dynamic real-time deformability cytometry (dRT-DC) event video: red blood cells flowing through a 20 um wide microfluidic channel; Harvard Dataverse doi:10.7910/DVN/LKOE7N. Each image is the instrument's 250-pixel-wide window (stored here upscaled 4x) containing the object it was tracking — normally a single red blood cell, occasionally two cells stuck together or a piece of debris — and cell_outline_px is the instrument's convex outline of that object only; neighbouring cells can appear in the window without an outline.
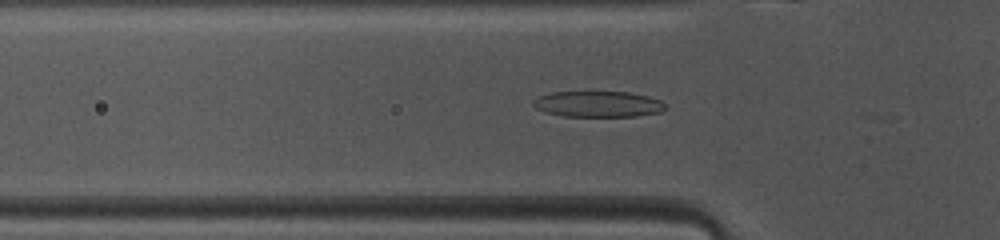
{"species": "common noctule bat (a hibernating species)", "species_latin": "Nyctalus noctula", "temperature_condition": "warm", "stored_images_in_passage": 46, "camera_frame_rate_fps": 3000, "um_per_image_px": 0.085, "animal": {"sex": "female", "body_mass_g": 10.0, "forearm_length_mm": 53.1}, "frame": {"image": 1, "passage_image": 13, "time_ms": 4.0, "image_size_px": [1000, 240], "cell_outline_px": [[664, 108], [660, 112], [636, 116], [564, 116], [544, 112], [536, 108], [532, 104], [532, 100], [540, 96], [552, 92], [628, 92], [648, 96], [660, 100], [664, 104]], "centroid_in_image_um": [50.8, 8.85], "position_along_channel_um": 75.0, "area_um2": 19.83}}
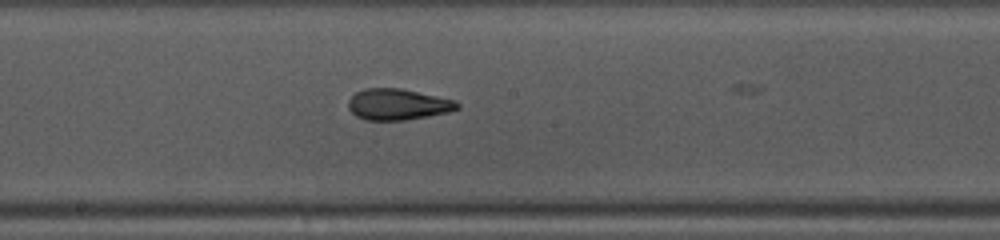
{"frame": {"image": 2, "passage_image": 23, "time_ms": 7.333, "image_size_px": [1000, 240], "cell_outline_px": [[460, 108], [448, 112], [428, 116], [404, 120], [364, 120], [356, 116], [348, 108], [348, 100], [356, 92], [364, 88], [400, 88], [456, 100], [460, 104]], "centroid_in_image_um": [33.81, 8.87], "position_along_channel_um": 214.4, "area_um2": 19.83}}
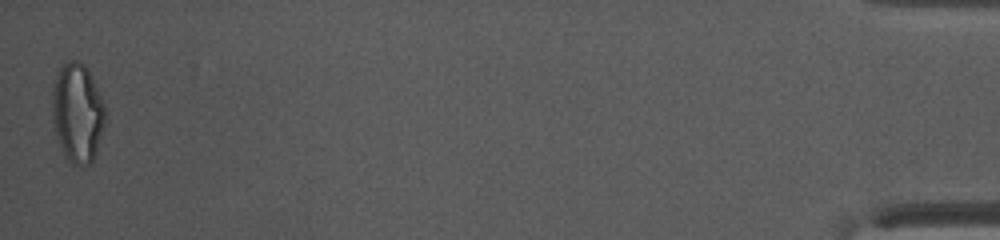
{"frame": {"image": 3, "passage_image": 46, "time_ms": 15.0, "image_size_px": [1000, 240], "cell_outline_px": [[104, 124], [96, 152], [92, 160], [88, 164], [80, 168], [72, 164], [64, 156], [56, 136], [52, 116], [52, 88], [56, 76], [60, 68], [68, 60], [76, 60], [84, 64], [104, 104]], "centroid_in_image_um": [6.55, 9.63], "position_along_channel_um": 428.7, "area_um2": 30.35}, "authors_computed_cell_mechanics": {"area_um2": 20.6346, "velocity_mm_per_s": 4.1397, "shape_relaxation_time_tau1_ms": 4.9192, "shape_relaxation_time_tau2_ms": 1.7428, "deformation_change_tau1": 0.1937, "deformation_change_tau2": 0.1021}}